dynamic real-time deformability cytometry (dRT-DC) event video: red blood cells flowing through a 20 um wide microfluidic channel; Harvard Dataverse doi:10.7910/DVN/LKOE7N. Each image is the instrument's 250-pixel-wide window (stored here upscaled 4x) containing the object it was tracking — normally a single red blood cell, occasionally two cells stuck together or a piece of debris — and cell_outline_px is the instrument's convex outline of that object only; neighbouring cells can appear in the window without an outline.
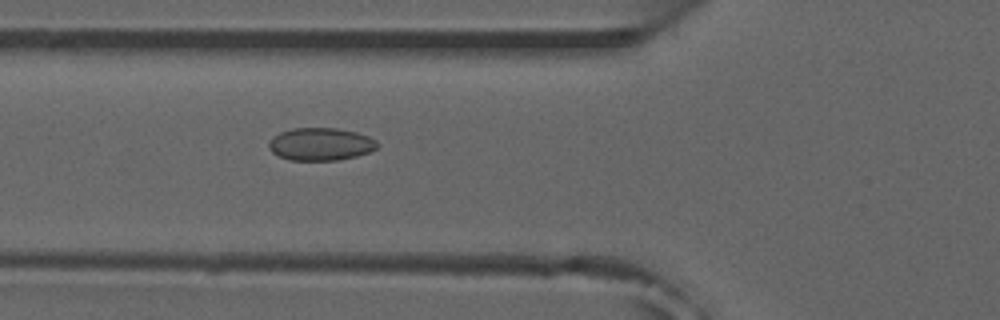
{"species": "common noctule bat (a hibernating species)", "species_latin": "Nyctalus noctula", "temperature_condition": "room temperature", "stored_images_in_passage": 37, "camera_frame_rate_fps": 3000, "um_per_image_px": 0.085, "animal": {"sex": "male", "forearm_length_mm": 52.5}, "frame": {"image": 1, "passage_image": 16, "time_ms": 5.0, "image_size_px": [1000, 320], "cell_outline_px": [[376, 148], [368, 152], [356, 156], [340, 160], [288, 160], [272, 152], [268, 148], [268, 144], [272, 136], [280, 132], [292, 128], [336, 128], [356, 132], [368, 136], [376, 140]], "centroid_in_image_um": [27.21, 12.25], "position_along_channel_um": 98.6, "area_um2": 20.63}, "authors_computed_cell_mechanics": {"area_um2": 20.2878, "velocity_mm_per_s": 3.9128, "shape_relaxation_time_tau1_ms": null, "shape_relaxation_time_tau2_ms": 1.054, "deformation_change_tau1": null, "deformation_change_tau2": 0.0504}}